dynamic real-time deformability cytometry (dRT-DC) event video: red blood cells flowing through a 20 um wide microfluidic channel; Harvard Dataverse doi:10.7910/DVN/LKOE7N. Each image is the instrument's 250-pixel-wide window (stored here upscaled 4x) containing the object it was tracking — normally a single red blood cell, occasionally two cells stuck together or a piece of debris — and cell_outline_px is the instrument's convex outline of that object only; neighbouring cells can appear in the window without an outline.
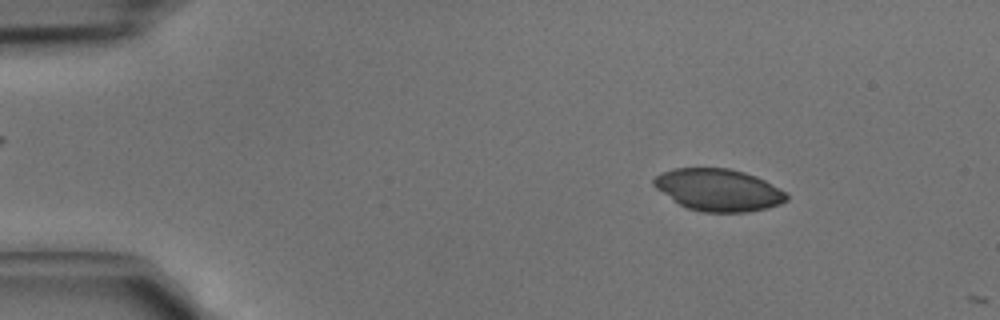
{"species": "common noctule bat (a hibernating species)", "species_latin": "Nyctalus noctula", "temperature_condition": "cold", "stored_images_in_passage": 2, "camera_frame_rate_fps": 3000, "um_per_image_px": 0.085, "animal": {"sex": "male", "body_mass_g": 15.6}, "frame": {"image": 1, "passage_image": 1, "time_ms": 0.0, "image_size_px": [1000, 320], "cell_outline_px": [[788, 200], [780, 204], [768, 208], [748, 212], [704, 212], [688, 208], [672, 200], [656, 188], [652, 184], [652, 180], [660, 172], [672, 168], [728, 168], [744, 172], [756, 176], [764, 180], [784, 192], [788, 196]], "centroid_in_image_um": [61.04, 16.14], "position_along_channel_um": 24.0, "area_um2": 32.54}}